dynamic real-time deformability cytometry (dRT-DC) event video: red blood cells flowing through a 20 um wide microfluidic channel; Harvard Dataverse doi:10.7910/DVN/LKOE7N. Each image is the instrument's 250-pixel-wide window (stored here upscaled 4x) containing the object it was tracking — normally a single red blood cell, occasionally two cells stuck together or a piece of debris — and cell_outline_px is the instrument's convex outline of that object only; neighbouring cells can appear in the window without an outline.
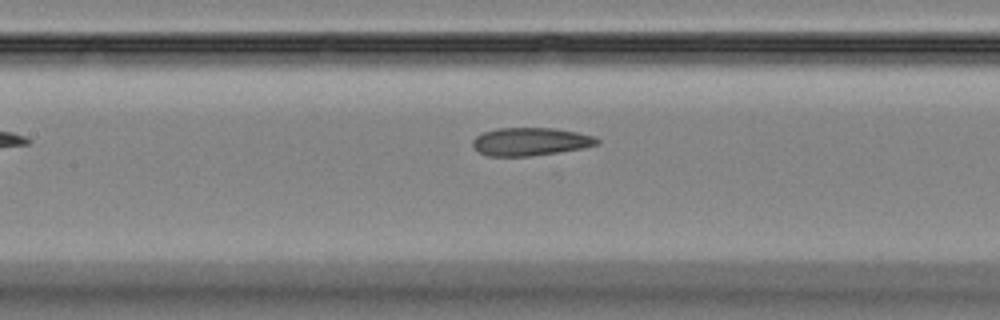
{"species": "Egyptian fruit bat (a non-hibernating species)", "species_latin": "Rousettus aegyptiacus", "temperature_condition": "room temperature", "stored_images_in_passage": 38, "camera_frame_rate_fps": 3000, "um_per_image_px": 0.085, "animal": {"sex": "female"}, "frame": {"image": 1, "passage_image": 8, "time_ms": 2.333, "image_size_px": [1000, 320], "cell_outline_px": [[600, 140], [596, 144], [584, 148], [560, 152], [528, 156], [488, 156], [480, 152], [472, 144], [472, 140], [476, 136], [484, 132], [496, 128], [552, 128], [576, 132], [596, 136]], "centroid_in_image_um": [45.1, 12.03], "position_along_channel_um": 162.3, "area_um2": 20.23}}
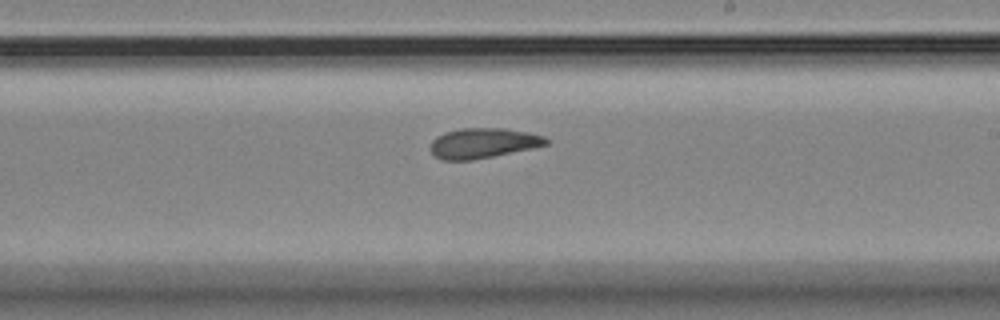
{"frame": {"image": 2, "passage_image": 15, "time_ms": 4.667, "image_size_px": [1000, 320], "cell_outline_px": [[548, 144], [532, 148], [472, 160], [440, 160], [432, 156], [428, 148], [432, 140], [436, 136], [444, 132], [460, 128], [504, 128], [528, 132], [544, 136], [548, 140]], "centroid_in_image_um": [40.98, 12.16], "position_along_channel_um": 248.0, "area_um2": 20.52}}
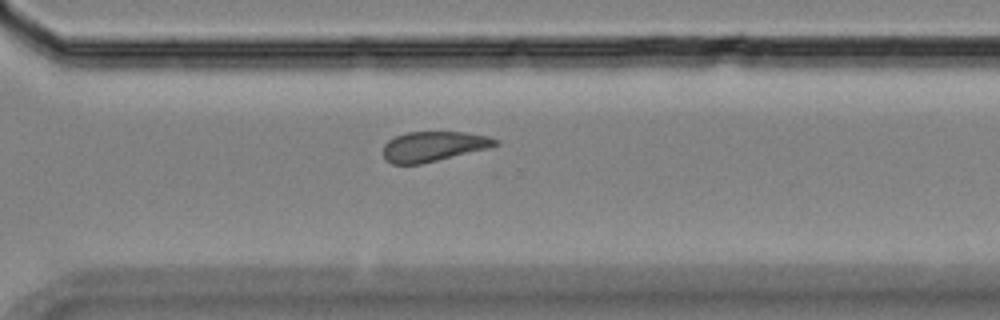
{"frame": {"image": 3, "passage_image": 22, "time_ms": 7.0, "image_size_px": [1000, 320], "cell_outline_px": [[500, 144], [488, 148], [420, 164], [392, 164], [384, 160], [384, 144], [388, 140], [396, 136], [408, 132], [464, 132], [492, 136]], "centroid_in_image_um": [36.84, 12.44], "position_along_channel_um": 333.8, "area_um2": 19.54}}